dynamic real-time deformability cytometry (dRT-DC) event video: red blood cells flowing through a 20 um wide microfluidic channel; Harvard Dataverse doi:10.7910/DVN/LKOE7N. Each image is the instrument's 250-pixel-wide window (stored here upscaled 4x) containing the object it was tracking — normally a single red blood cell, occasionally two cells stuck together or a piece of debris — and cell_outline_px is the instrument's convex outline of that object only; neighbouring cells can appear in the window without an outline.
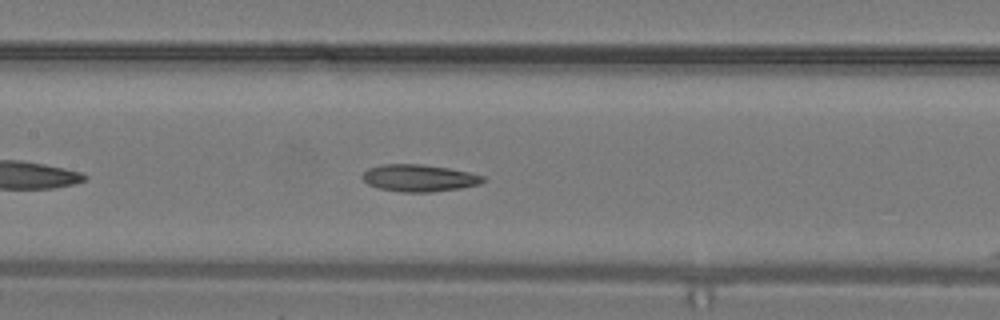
{"species": "common noctule bat (a hibernating species)", "species_latin": "Nyctalus noctula", "temperature_condition": "warm", "stored_images_in_passage": 16, "camera_frame_rate_fps": 3000, "um_per_image_px": 0.085, "animal": {"sex": "male", "body_mass_g": 19.2, "forearm_length_mm": 51.8}, "frame": {"image": 1, "passage_image": 15, "time_ms": 4.667, "image_size_px": [1000, 320], "cell_outline_px": [[484, 180], [480, 184], [460, 188], [432, 192], [400, 192], [380, 188], [368, 184], [360, 176], [368, 168], [384, 164], [424, 164], [448, 168], [468, 172], [484, 176]], "centroid_in_image_um": [35.61, 15.13], "position_along_channel_um": 171.8, "area_um2": 18.96}}